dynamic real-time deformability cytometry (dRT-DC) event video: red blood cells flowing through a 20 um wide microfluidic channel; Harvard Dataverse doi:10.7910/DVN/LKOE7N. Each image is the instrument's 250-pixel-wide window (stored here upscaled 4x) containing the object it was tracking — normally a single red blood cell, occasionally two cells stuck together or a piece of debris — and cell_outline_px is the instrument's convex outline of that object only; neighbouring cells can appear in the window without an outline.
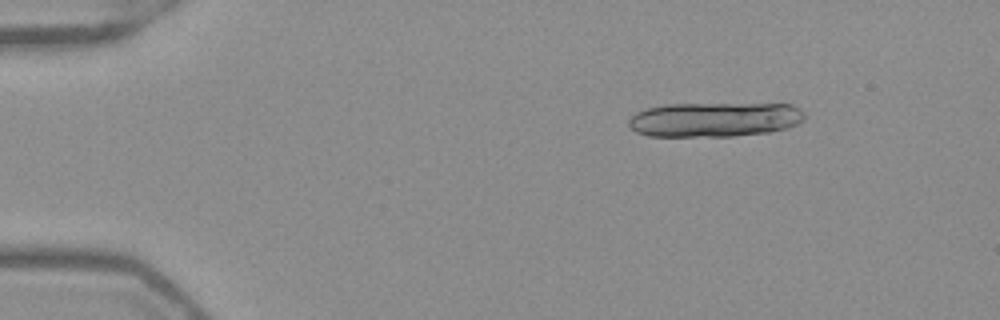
{"species": "Egyptian fruit bat (a non-hibernating species)", "species_latin": "Rousettus aegyptiacus", "temperature_condition": "warm", "stored_images_in_passage": 16, "camera_frame_rate_fps": 3000, "um_per_image_px": 0.085, "frame": {"image": 1, "passage_image": 7, "time_ms": 2.0, "image_size_px": [1000, 320], "cell_outline_px": [[804, 120], [788, 128], [768, 132], [732, 136], [648, 136], [636, 132], [628, 128], [628, 120], [636, 112], [644, 108], [668, 104], [792, 104], [800, 108], [804, 112]], "centroid_in_image_um": [60.71, 10.15], "position_along_channel_um": 24.3, "area_um2": 35.72}}